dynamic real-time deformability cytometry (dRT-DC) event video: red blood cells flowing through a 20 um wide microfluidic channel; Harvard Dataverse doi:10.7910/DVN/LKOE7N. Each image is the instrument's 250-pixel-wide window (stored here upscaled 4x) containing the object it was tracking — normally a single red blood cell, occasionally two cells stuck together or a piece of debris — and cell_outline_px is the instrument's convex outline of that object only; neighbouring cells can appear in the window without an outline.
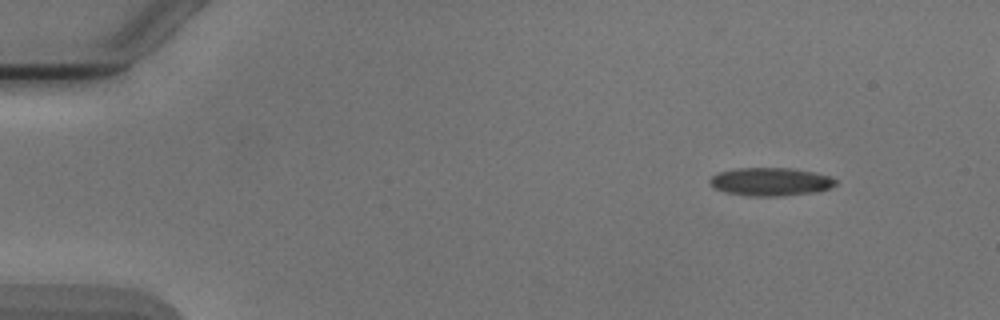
{"species": "Egyptian fruit bat (a non-hibernating species)", "species_latin": "Rousettus aegyptiacus", "temperature_condition": "cold", "stored_images_in_passage": 4, "camera_frame_rate_fps": 3000, "um_per_image_px": 0.085, "animal": {"sex": "male"}, "frame": {"image": 1, "passage_image": 1, "time_ms": 0.0, "image_size_px": [1000, 320], "cell_outline_px": [[836, 184], [828, 188], [816, 192], [780, 196], [756, 196], [728, 192], [716, 188], [708, 180], [712, 176], [720, 172], [736, 168], [792, 168], [832, 176], [836, 180]], "centroid_in_image_um": [65.54, 15.43], "position_along_channel_um": 19.5, "area_um2": 20.35}}